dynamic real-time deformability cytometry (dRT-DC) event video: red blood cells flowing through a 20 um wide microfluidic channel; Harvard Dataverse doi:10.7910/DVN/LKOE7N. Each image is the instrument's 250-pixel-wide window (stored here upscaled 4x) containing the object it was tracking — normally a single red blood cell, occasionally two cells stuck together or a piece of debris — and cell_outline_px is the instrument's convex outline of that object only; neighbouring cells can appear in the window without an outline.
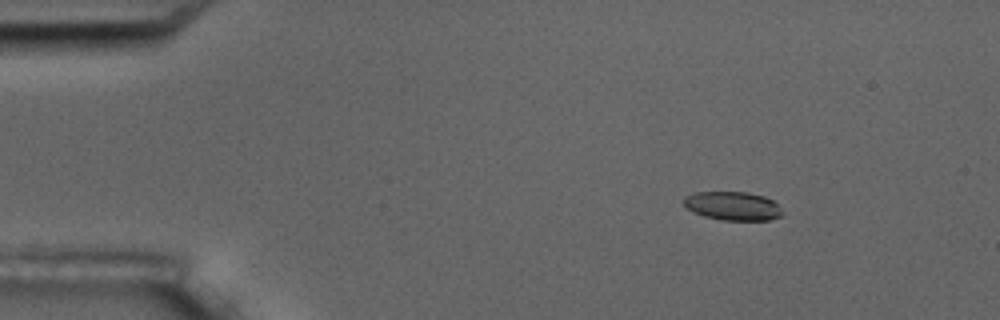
{"species": "common noctule bat (a hibernating species)", "species_latin": "Nyctalus noctula", "temperature_condition": "room temperature", "stored_images_in_passage": 4, "camera_frame_rate_fps": 3000, "um_per_image_px": 0.085, "animal": {"sex": "male", "body_mass_g": 17.5, "forearm_length_mm": 52.3}, "frame": {"image": 1, "passage_image": 2, "time_ms": 1.333, "image_size_px": [1000, 320], "cell_outline_px": [[780, 216], [768, 220], [720, 220], [704, 216], [692, 212], [684, 204], [684, 196], [692, 192], [748, 192], [764, 196], [772, 200], [780, 208]], "centroid_in_image_um": [62.23, 17.5], "position_along_channel_um": 22.8, "area_um2": 16.42}}